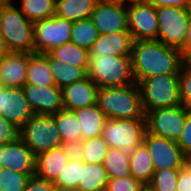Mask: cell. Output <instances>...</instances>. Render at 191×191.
Segmentation results:
<instances>
[{"instance_id":"cell-31","label":"cell","mask_w":191,"mask_h":191,"mask_svg":"<svg viewBox=\"0 0 191 191\" xmlns=\"http://www.w3.org/2000/svg\"><path fill=\"white\" fill-rule=\"evenodd\" d=\"M99 32L90 18L73 22L70 42L90 51Z\"/></svg>"},{"instance_id":"cell-39","label":"cell","mask_w":191,"mask_h":191,"mask_svg":"<svg viewBox=\"0 0 191 191\" xmlns=\"http://www.w3.org/2000/svg\"><path fill=\"white\" fill-rule=\"evenodd\" d=\"M60 147L67 155L68 160H75L83 156V139L62 142Z\"/></svg>"},{"instance_id":"cell-28","label":"cell","mask_w":191,"mask_h":191,"mask_svg":"<svg viewBox=\"0 0 191 191\" xmlns=\"http://www.w3.org/2000/svg\"><path fill=\"white\" fill-rule=\"evenodd\" d=\"M102 165L108 178H125L131 175L129 157H126L119 148L109 147Z\"/></svg>"},{"instance_id":"cell-14","label":"cell","mask_w":191,"mask_h":191,"mask_svg":"<svg viewBox=\"0 0 191 191\" xmlns=\"http://www.w3.org/2000/svg\"><path fill=\"white\" fill-rule=\"evenodd\" d=\"M90 19L96 26L99 34H109L119 31H128L126 4H96Z\"/></svg>"},{"instance_id":"cell-27","label":"cell","mask_w":191,"mask_h":191,"mask_svg":"<svg viewBox=\"0 0 191 191\" xmlns=\"http://www.w3.org/2000/svg\"><path fill=\"white\" fill-rule=\"evenodd\" d=\"M48 54L54 59L63 61L66 64L82 67L86 72L88 71L90 52L72 42L57 46L49 51Z\"/></svg>"},{"instance_id":"cell-33","label":"cell","mask_w":191,"mask_h":191,"mask_svg":"<svg viewBox=\"0 0 191 191\" xmlns=\"http://www.w3.org/2000/svg\"><path fill=\"white\" fill-rule=\"evenodd\" d=\"M102 135L83 140V156L81 159L87 163L102 164L108 149Z\"/></svg>"},{"instance_id":"cell-34","label":"cell","mask_w":191,"mask_h":191,"mask_svg":"<svg viewBox=\"0 0 191 191\" xmlns=\"http://www.w3.org/2000/svg\"><path fill=\"white\" fill-rule=\"evenodd\" d=\"M35 173H19L0 168V191H24L30 176Z\"/></svg>"},{"instance_id":"cell-8","label":"cell","mask_w":191,"mask_h":191,"mask_svg":"<svg viewBox=\"0 0 191 191\" xmlns=\"http://www.w3.org/2000/svg\"><path fill=\"white\" fill-rule=\"evenodd\" d=\"M156 14L159 21L158 40L184 53L191 8L160 6L156 8Z\"/></svg>"},{"instance_id":"cell-6","label":"cell","mask_w":191,"mask_h":191,"mask_svg":"<svg viewBox=\"0 0 191 191\" xmlns=\"http://www.w3.org/2000/svg\"><path fill=\"white\" fill-rule=\"evenodd\" d=\"M146 132V119H107L102 137L108 147L119 148L130 158L135 148L144 142Z\"/></svg>"},{"instance_id":"cell-41","label":"cell","mask_w":191,"mask_h":191,"mask_svg":"<svg viewBox=\"0 0 191 191\" xmlns=\"http://www.w3.org/2000/svg\"><path fill=\"white\" fill-rule=\"evenodd\" d=\"M177 144L184 154L191 150V111L189 110L187 111L183 132Z\"/></svg>"},{"instance_id":"cell-3","label":"cell","mask_w":191,"mask_h":191,"mask_svg":"<svg viewBox=\"0 0 191 191\" xmlns=\"http://www.w3.org/2000/svg\"><path fill=\"white\" fill-rule=\"evenodd\" d=\"M0 31L9 52H34V23L26 18L12 0L0 3Z\"/></svg>"},{"instance_id":"cell-45","label":"cell","mask_w":191,"mask_h":191,"mask_svg":"<svg viewBox=\"0 0 191 191\" xmlns=\"http://www.w3.org/2000/svg\"><path fill=\"white\" fill-rule=\"evenodd\" d=\"M9 52L5 39L0 31V59Z\"/></svg>"},{"instance_id":"cell-7","label":"cell","mask_w":191,"mask_h":191,"mask_svg":"<svg viewBox=\"0 0 191 191\" xmlns=\"http://www.w3.org/2000/svg\"><path fill=\"white\" fill-rule=\"evenodd\" d=\"M19 137L35 156L58 148L62 143L53 115L34 114L19 129Z\"/></svg>"},{"instance_id":"cell-51","label":"cell","mask_w":191,"mask_h":191,"mask_svg":"<svg viewBox=\"0 0 191 191\" xmlns=\"http://www.w3.org/2000/svg\"><path fill=\"white\" fill-rule=\"evenodd\" d=\"M141 191H156L149 184H146L142 187Z\"/></svg>"},{"instance_id":"cell-24","label":"cell","mask_w":191,"mask_h":191,"mask_svg":"<svg viewBox=\"0 0 191 191\" xmlns=\"http://www.w3.org/2000/svg\"><path fill=\"white\" fill-rule=\"evenodd\" d=\"M107 172L102 164L84 162L76 191H105Z\"/></svg>"},{"instance_id":"cell-37","label":"cell","mask_w":191,"mask_h":191,"mask_svg":"<svg viewBox=\"0 0 191 191\" xmlns=\"http://www.w3.org/2000/svg\"><path fill=\"white\" fill-rule=\"evenodd\" d=\"M179 91L181 104L191 111V69L184 66L179 71Z\"/></svg>"},{"instance_id":"cell-44","label":"cell","mask_w":191,"mask_h":191,"mask_svg":"<svg viewBox=\"0 0 191 191\" xmlns=\"http://www.w3.org/2000/svg\"><path fill=\"white\" fill-rule=\"evenodd\" d=\"M183 66L191 69V46L183 53Z\"/></svg>"},{"instance_id":"cell-1","label":"cell","mask_w":191,"mask_h":191,"mask_svg":"<svg viewBox=\"0 0 191 191\" xmlns=\"http://www.w3.org/2000/svg\"><path fill=\"white\" fill-rule=\"evenodd\" d=\"M132 73L135 82L164 74H179L183 53L160 40L133 41Z\"/></svg>"},{"instance_id":"cell-25","label":"cell","mask_w":191,"mask_h":191,"mask_svg":"<svg viewBox=\"0 0 191 191\" xmlns=\"http://www.w3.org/2000/svg\"><path fill=\"white\" fill-rule=\"evenodd\" d=\"M48 63L54 83L60 89L87 76V72L82 67L66 64L63 61L52 58L49 54Z\"/></svg>"},{"instance_id":"cell-40","label":"cell","mask_w":191,"mask_h":191,"mask_svg":"<svg viewBox=\"0 0 191 191\" xmlns=\"http://www.w3.org/2000/svg\"><path fill=\"white\" fill-rule=\"evenodd\" d=\"M53 182L40 178L37 175L30 176L24 191H56Z\"/></svg>"},{"instance_id":"cell-35","label":"cell","mask_w":191,"mask_h":191,"mask_svg":"<svg viewBox=\"0 0 191 191\" xmlns=\"http://www.w3.org/2000/svg\"><path fill=\"white\" fill-rule=\"evenodd\" d=\"M180 169H162L154 171L149 185L156 191H176Z\"/></svg>"},{"instance_id":"cell-17","label":"cell","mask_w":191,"mask_h":191,"mask_svg":"<svg viewBox=\"0 0 191 191\" xmlns=\"http://www.w3.org/2000/svg\"><path fill=\"white\" fill-rule=\"evenodd\" d=\"M98 85L86 76L62 88L63 108L76 110L96 104Z\"/></svg>"},{"instance_id":"cell-11","label":"cell","mask_w":191,"mask_h":191,"mask_svg":"<svg viewBox=\"0 0 191 191\" xmlns=\"http://www.w3.org/2000/svg\"><path fill=\"white\" fill-rule=\"evenodd\" d=\"M128 31L133 41L158 40L156 8L148 2L127 5Z\"/></svg>"},{"instance_id":"cell-23","label":"cell","mask_w":191,"mask_h":191,"mask_svg":"<svg viewBox=\"0 0 191 191\" xmlns=\"http://www.w3.org/2000/svg\"><path fill=\"white\" fill-rule=\"evenodd\" d=\"M97 0H55V14L72 22L88 19Z\"/></svg>"},{"instance_id":"cell-2","label":"cell","mask_w":191,"mask_h":191,"mask_svg":"<svg viewBox=\"0 0 191 191\" xmlns=\"http://www.w3.org/2000/svg\"><path fill=\"white\" fill-rule=\"evenodd\" d=\"M96 104L107 119H146L137 83L99 88Z\"/></svg>"},{"instance_id":"cell-5","label":"cell","mask_w":191,"mask_h":191,"mask_svg":"<svg viewBox=\"0 0 191 191\" xmlns=\"http://www.w3.org/2000/svg\"><path fill=\"white\" fill-rule=\"evenodd\" d=\"M137 85L144 115L158 108L181 104L179 74L154 76L138 81Z\"/></svg>"},{"instance_id":"cell-21","label":"cell","mask_w":191,"mask_h":191,"mask_svg":"<svg viewBox=\"0 0 191 191\" xmlns=\"http://www.w3.org/2000/svg\"><path fill=\"white\" fill-rule=\"evenodd\" d=\"M81 126V139H89L102 135L107 117L97 104L74 110Z\"/></svg>"},{"instance_id":"cell-13","label":"cell","mask_w":191,"mask_h":191,"mask_svg":"<svg viewBox=\"0 0 191 191\" xmlns=\"http://www.w3.org/2000/svg\"><path fill=\"white\" fill-rule=\"evenodd\" d=\"M0 115L18 129L34 115L22 88L0 86Z\"/></svg>"},{"instance_id":"cell-26","label":"cell","mask_w":191,"mask_h":191,"mask_svg":"<svg viewBox=\"0 0 191 191\" xmlns=\"http://www.w3.org/2000/svg\"><path fill=\"white\" fill-rule=\"evenodd\" d=\"M129 161L131 175L143 184H149L155 170L151 155L144 143L135 148Z\"/></svg>"},{"instance_id":"cell-20","label":"cell","mask_w":191,"mask_h":191,"mask_svg":"<svg viewBox=\"0 0 191 191\" xmlns=\"http://www.w3.org/2000/svg\"><path fill=\"white\" fill-rule=\"evenodd\" d=\"M68 162L61 147L42 152L36 156L35 175L54 182Z\"/></svg>"},{"instance_id":"cell-29","label":"cell","mask_w":191,"mask_h":191,"mask_svg":"<svg viewBox=\"0 0 191 191\" xmlns=\"http://www.w3.org/2000/svg\"><path fill=\"white\" fill-rule=\"evenodd\" d=\"M53 118L60 132L62 142L81 139V126L73 110L62 108L53 114Z\"/></svg>"},{"instance_id":"cell-36","label":"cell","mask_w":191,"mask_h":191,"mask_svg":"<svg viewBox=\"0 0 191 191\" xmlns=\"http://www.w3.org/2000/svg\"><path fill=\"white\" fill-rule=\"evenodd\" d=\"M144 185L132 175L125 178H108L105 191H141Z\"/></svg>"},{"instance_id":"cell-10","label":"cell","mask_w":191,"mask_h":191,"mask_svg":"<svg viewBox=\"0 0 191 191\" xmlns=\"http://www.w3.org/2000/svg\"><path fill=\"white\" fill-rule=\"evenodd\" d=\"M73 22L53 15L34 23V52L46 54L71 40Z\"/></svg>"},{"instance_id":"cell-16","label":"cell","mask_w":191,"mask_h":191,"mask_svg":"<svg viewBox=\"0 0 191 191\" xmlns=\"http://www.w3.org/2000/svg\"><path fill=\"white\" fill-rule=\"evenodd\" d=\"M29 53L8 52L0 59V86L22 88L26 84Z\"/></svg>"},{"instance_id":"cell-15","label":"cell","mask_w":191,"mask_h":191,"mask_svg":"<svg viewBox=\"0 0 191 191\" xmlns=\"http://www.w3.org/2000/svg\"><path fill=\"white\" fill-rule=\"evenodd\" d=\"M22 89L34 114L53 115L63 108L62 89L57 86L25 84Z\"/></svg>"},{"instance_id":"cell-22","label":"cell","mask_w":191,"mask_h":191,"mask_svg":"<svg viewBox=\"0 0 191 191\" xmlns=\"http://www.w3.org/2000/svg\"><path fill=\"white\" fill-rule=\"evenodd\" d=\"M26 84L38 87L56 86L48 63V53H29Z\"/></svg>"},{"instance_id":"cell-32","label":"cell","mask_w":191,"mask_h":191,"mask_svg":"<svg viewBox=\"0 0 191 191\" xmlns=\"http://www.w3.org/2000/svg\"><path fill=\"white\" fill-rule=\"evenodd\" d=\"M84 161L81 158L68 160L65 168L59 173L53 182L58 190L76 191L81 174V166Z\"/></svg>"},{"instance_id":"cell-30","label":"cell","mask_w":191,"mask_h":191,"mask_svg":"<svg viewBox=\"0 0 191 191\" xmlns=\"http://www.w3.org/2000/svg\"><path fill=\"white\" fill-rule=\"evenodd\" d=\"M19 10L32 23L51 18L55 14V0H18Z\"/></svg>"},{"instance_id":"cell-42","label":"cell","mask_w":191,"mask_h":191,"mask_svg":"<svg viewBox=\"0 0 191 191\" xmlns=\"http://www.w3.org/2000/svg\"><path fill=\"white\" fill-rule=\"evenodd\" d=\"M176 191H191V170L185 165L179 170Z\"/></svg>"},{"instance_id":"cell-9","label":"cell","mask_w":191,"mask_h":191,"mask_svg":"<svg viewBox=\"0 0 191 191\" xmlns=\"http://www.w3.org/2000/svg\"><path fill=\"white\" fill-rule=\"evenodd\" d=\"M187 111L182 104L152 110L145 115L147 131L178 142L183 132Z\"/></svg>"},{"instance_id":"cell-18","label":"cell","mask_w":191,"mask_h":191,"mask_svg":"<svg viewBox=\"0 0 191 191\" xmlns=\"http://www.w3.org/2000/svg\"><path fill=\"white\" fill-rule=\"evenodd\" d=\"M35 160L36 156L20 137L4 145V168L19 173H35Z\"/></svg>"},{"instance_id":"cell-38","label":"cell","mask_w":191,"mask_h":191,"mask_svg":"<svg viewBox=\"0 0 191 191\" xmlns=\"http://www.w3.org/2000/svg\"><path fill=\"white\" fill-rule=\"evenodd\" d=\"M19 137V129L0 115V144L13 142Z\"/></svg>"},{"instance_id":"cell-46","label":"cell","mask_w":191,"mask_h":191,"mask_svg":"<svg viewBox=\"0 0 191 191\" xmlns=\"http://www.w3.org/2000/svg\"><path fill=\"white\" fill-rule=\"evenodd\" d=\"M191 46V17L187 26V34L185 38V51Z\"/></svg>"},{"instance_id":"cell-43","label":"cell","mask_w":191,"mask_h":191,"mask_svg":"<svg viewBox=\"0 0 191 191\" xmlns=\"http://www.w3.org/2000/svg\"><path fill=\"white\" fill-rule=\"evenodd\" d=\"M147 2L155 8L160 6L191 8V0H147Z\"/></svg>"},{"instance_id":"cell-4","label":"cell","mask_w":191,"mask_h":191,"mask_svg":"<svg viewBox=\"0 0 191 191\" xmlns=\"http://www.w3.org/2000/svg\"><path fill=\"white\" fill-rule=\"evenodd\" d=\"M87 76L98 85V88L121 87L135 83L131 56L90 54Z\"/></svg>"},{"instance_id":"cell-50","label":"cell","mask_w":191,"mask_h":191,"mask_svg":"<svg viewBox=\"0 0 191 191\" xmlns=\"http://www.w3.org/2000/svg\"><path fill=\"white\" fill-rule=\"evenodd\" d=\"M140 2H147V0H124V4L126 5L131 3H140Z\"/></svg>"},{"instance_id":"cell-19","label":"cell","mask_w":191,"mask_h":191,"mask_svg":"<svg viewBox=\"0 0 191 191\" xmlns=\"http://www.w3.org/2000/svg\"><path fill=\"white\" fill-rule=\"evenodd\" d=\"M132 44L129 31L99 34L89 52L103 56H131Z\"/></svg>"},{"instance_id":"cell-47","label":"cell","mask_w":191,"mask_h":191,"mask_svg":"<svg viewBox=\"0 0 191 191\" xmlns=\"http://www.w3.org/2000/svg\"><path fill=\"white\" fill-rule=\"evenodd\" d=\"M184 165L191 170V150L185 153Z\"/></svg>"},{"instance_id":"cell-48","label":"cell","mask_w":191,"mask_h":191,"mask_svg":"<svg viewBox=\"0 0 191 191\" xmlns=\"http://www.w3.org/2000/svg\"><path fill=\"white\" fill-rule=\"evenodd\" d=\"M97 2L107 4H124V0H97Z\"/></svg>"},{"instance_id":"cell-49","label":"cell","mask_w":191,"mask_h":191,"mask_svg":"<svg viewBox=\"0 0 191 191\" xmlns=\"http://www.w3.org/2000/svg\"><path fill=\"white\" fill-rule=\"evenodd\" d=\"M3 153H4V145L0 144V168L2 167Z\"/></svg>"},{"instance_id":"cell-12","label":"cell","mask_w":191,"mask_h":191,"mask_svg":"<svg viewBox=\"0 0 191 191\" xmlns=\"http://www.w3.org/2000/svg\"><path fill=\"white\" fill-rule=\"evenodd\" d=\"M143 143L151 155L155 171L165 168L181 169L184 166L185 154L177 142L156 136L147 131Z\"/></svg>"}]
</instances>
